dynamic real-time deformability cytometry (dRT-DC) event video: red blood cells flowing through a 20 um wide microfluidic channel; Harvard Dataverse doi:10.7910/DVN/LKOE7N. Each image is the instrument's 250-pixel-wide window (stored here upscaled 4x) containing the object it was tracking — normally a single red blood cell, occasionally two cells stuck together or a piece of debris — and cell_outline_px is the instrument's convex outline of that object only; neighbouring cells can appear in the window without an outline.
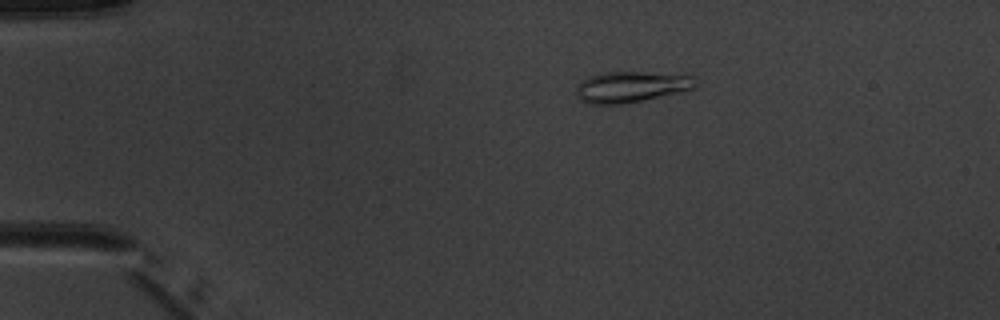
{"species": "common noctule bat (a hibernating species)", "species_latin": "Nyctalus noctula", "temperature_condition": "warm", "stored_images_in_passage": 4, "camera_frame_rate_fps": 3000, "um_per_image_px": 0.085, "animal": {"sex": "male", "body_mass_g": 20.1, "forearm_length_mm": 53.5}, "frame": {"image": 1, "passage_image": 3, "time_ms": 2.333, "image_size_px": [1000, 320], "cell_outline_px": [[696, 76], [692, 88], [680, 92], [620, 104], [592, 104], [580, 100], [576, 96], [576, 88], [580, 80], [588, 76], [600, 72], [644, 72]], "centroid_in_image_um": [53.55, 7.37], "position_along_channel_um": 31.4, "area_um2": 21.33}}